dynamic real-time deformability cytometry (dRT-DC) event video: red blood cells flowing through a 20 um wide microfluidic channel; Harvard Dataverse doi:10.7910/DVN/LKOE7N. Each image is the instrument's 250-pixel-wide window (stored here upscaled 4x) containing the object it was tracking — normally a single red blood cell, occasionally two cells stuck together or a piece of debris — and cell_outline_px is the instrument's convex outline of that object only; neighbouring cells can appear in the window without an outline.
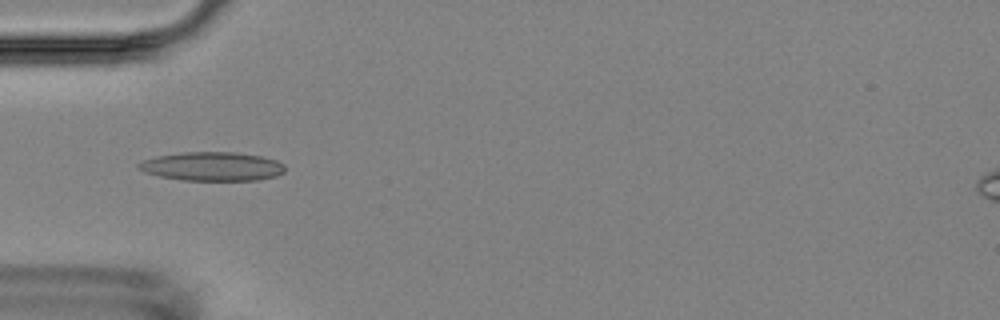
{"species": "Egyptian fruit bat (a non-hibernating species)", "species_latin": "Rousettus aegyptiacus", "temperature_condition": "room temperature", "stored_images_in_passage": 8, "camera_frame_rate_fps": 3000, "um_per_image_px": 0.085, "animal": {"sex": "female"}, "frame": {"image": 1, "passage_image": 5, "time_ms": 4.333, "image_size_px": [1000, 320], "cell_outline_px": [[284, 172], [276, 176], [256, 180], [184, 180], [160, 176], [144, 172], [136, 168], [136, 164], [144, 160], [156, 156], [184, 152], [236, 152], [260, 156], [276, 160], [284, 164]], "centroid_in_image_um": [18.02, 14.14], "position_along_channel_um": 67.0, "area_um2": 24.57}}
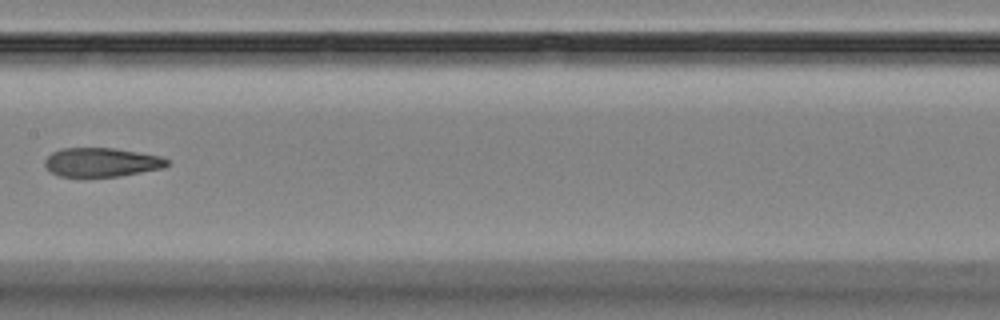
{"frame": {"image": 2, "passage_image": 8, "time_ms": 8.0, "image_size_px": [1000, 320], "cell_outline_px": [[168, 164], [164, 168], [120, 176], [60, 176], [52, 172], [44, 164], [44, 160], [52, 152], [60, 148], [112, 148], [160, 156], [168, 160]], "centroid_in_image_um": [8.62, 13.79], "position_along_channel_um": 198.8, "area_um2": 20.4}}